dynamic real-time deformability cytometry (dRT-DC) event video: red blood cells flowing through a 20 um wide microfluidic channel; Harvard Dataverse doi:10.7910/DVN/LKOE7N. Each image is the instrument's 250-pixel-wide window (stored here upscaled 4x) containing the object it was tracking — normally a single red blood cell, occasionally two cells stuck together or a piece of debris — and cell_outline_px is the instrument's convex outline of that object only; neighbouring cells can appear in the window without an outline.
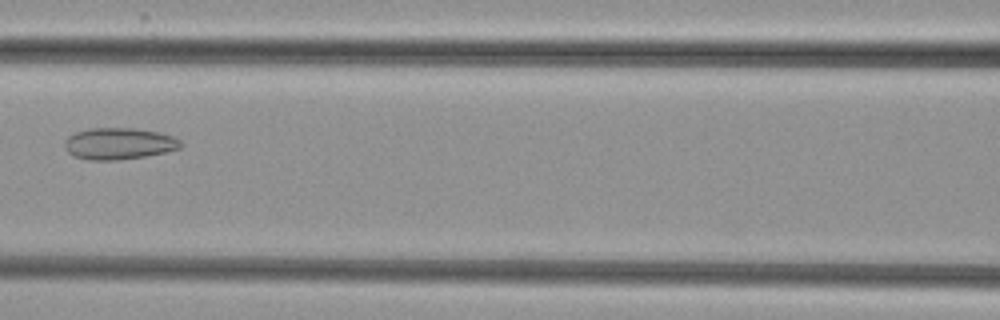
{"species": "common noctule bat (a hibernating species)", "species_latin": "Nyctalus noctula", "temperature_condition": "cold", "stored_images_in_passage": 6, "camera_frame_rate_fps": 3000, "um_per_image_px": 0.085, "animal": {"sex": "female", "body_mass_g": 29.2, "forearm_length_mm": 56.3}, "frame": {"image": 1, "passage_image": 6, "time_ms": 5.667, "image_size_px": [1000, 320], "cell_outline_px": [[184, 144], [180, 148], [164, 152], [144, 156], [116, 160], [88, 160], [72, 156], [64, 148], [64, 140], [68, 136], [76, 132], [88, 128], [136, 128], [160, 132], [172, 136], [180, 140]], "centroid_in_image_um": [10.08, 12.2], "position_along_channel_um": 156.5, "area_um2": 21.56}}